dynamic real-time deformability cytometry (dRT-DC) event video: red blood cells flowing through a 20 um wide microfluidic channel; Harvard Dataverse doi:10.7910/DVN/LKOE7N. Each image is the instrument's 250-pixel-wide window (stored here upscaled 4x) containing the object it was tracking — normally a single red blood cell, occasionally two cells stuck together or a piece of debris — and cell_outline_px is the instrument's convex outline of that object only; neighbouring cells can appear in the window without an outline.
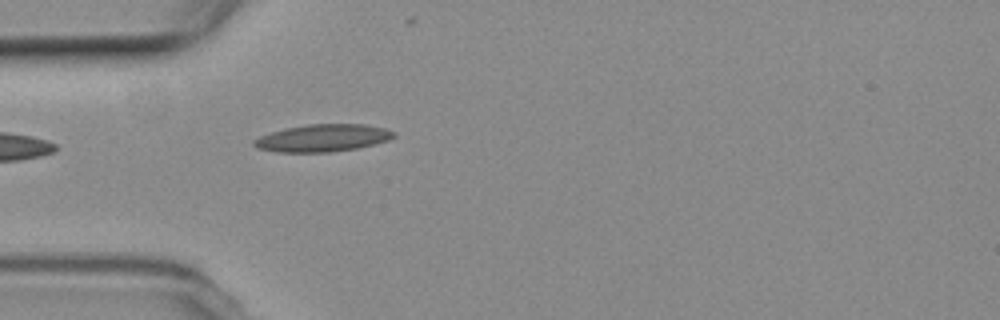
{"species": "common noctule bat (a hibernating species)", "species_latin": "Nyctalus noctula", "temperature_condition": "room temperature", "stored_images_in_passage": 2, "camera_frame_rate_fps": 3000, "um_per_image_px": 0.085, "animal": {"sex": "female", "body_mass_g": 19.3, "forearm_length_mm": 54.1}, "frame": {"image": 1, "passage_image": 2, "time_ms": 1.333, "image_size_px": [1000, 320], "cell_outline_px": [[396, 136], [388, 140], [356, 148], [328, 152], [276, 152], [256, 148], [252, 144], [252, 140], [260, 136], [284, 128], [308, 124], [364, 124], [384, 128], [396, 132]], "centroid_in_image_um": [27.4, 11.72], "position_along_channel_um": 57.6, "area_um2": 22.25}}